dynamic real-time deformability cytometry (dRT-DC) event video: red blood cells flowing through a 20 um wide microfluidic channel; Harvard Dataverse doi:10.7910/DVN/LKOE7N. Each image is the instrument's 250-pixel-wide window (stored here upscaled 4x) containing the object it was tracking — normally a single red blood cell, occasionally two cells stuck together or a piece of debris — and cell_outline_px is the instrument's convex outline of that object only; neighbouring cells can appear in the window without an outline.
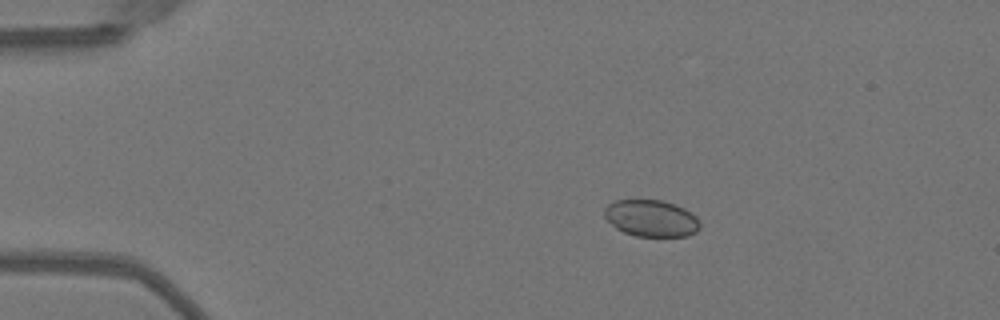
{"species": "Egyptian fruit bat (a non-hibernating species)", "species_latin": "Rousettus aegyptiacus", "temperature_condition": "warm", "stored_images_in_passage": 42, "camera_frame_rate_fps": 3000, "um_per_image_px": 0.085, "animal": {"sex": "female"}, "frame": {"image": 1, "passage_image": 1, "time_ms": 0.0, "image_size_px": [1000, 320], "cell_outline_px": [[700, 228], [696, 232], [688, 236], [636, 236], [624, 232], [616, 228], [604, 216], [604, 208], [608, 204], [616, 200], [664, 200], [676, 204], [684, 208], [696, 216], [700, 224]], "centroid_in_image_um": [55.37, 18.55], "position_along_channel_um": 29.6, "area_um2": 20.52}}
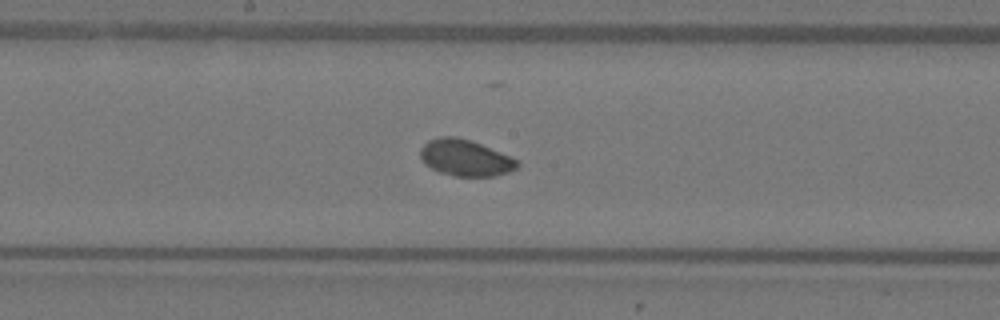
{"frame": {"image": 2, "passage_image": 19, "time_ms": 6.0, "image_size_px": [1000, 320], "cell_outline_px": [[520, 164], [516, 168], [508, 172], [492, 176], [452, 176], [440, 172], [424, 164], [420, 160], [420, 148], [428, 140], [440, 136], [456, 136], [472, 140], [500, 152], [516, 160]], "centroid_in_image_um": [39.5, 13.4], "position_along_channel_um": 208.7, "area_um2": 20.58}}
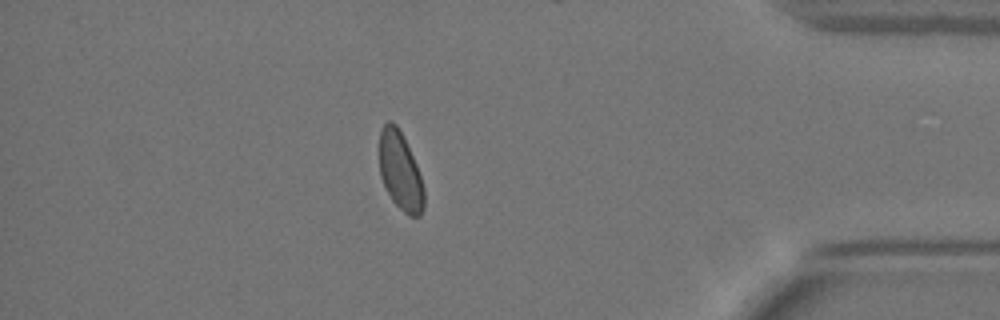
{"frame": {"image": 3, "passage_image": 36, "time_ms": 11.667, "image_size_px": [1000, 320], "cell_outline_px": [[424, 208], [420, 216], [408, 216], [392, 200], [380, 176], [380, 128], [388, 120], [392, 120], [396, 124], [416, 164], [424, 188]], "centroid_in_image_um": [34.02, 14.56], "position_along_channel_um": 401.2, "area_um2": 20.06}}